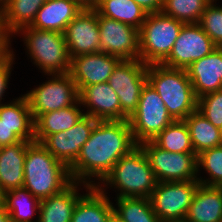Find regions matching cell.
I'll use <instances>...</instances> for the list:
<instances>
[{"instance_id": "obj_9", "label": "cell", "mask_w": 222, "mask_h": 222, "mask_svg": "<svg viewBox=\"0 0 222 222\" xmlns=\"http://www.w3.org/2000/svg\"><path fill=\"white\" fill-rule=\"evenodd\" d=\"M158 182L198 181L197 155L162 150L152 141L139 144Z\"/></svg>"}, {"instance_id": "obj_6", "label": "cell", "mask_w": 222, "mask_h": 222, "mask_svg": "<svg viewBox=\"0 0 222 222\" xmlns=\"http://www.w3.org/2000/svg\"><path fill=\"white\" fill-rule=\"evenodd\" d=\"M184 24L162 12L148 14L139 29V60L146 65L162 64Z\"/></svg>"}, {"instance_id": "obj_33", "label": "cell", "mask_w": 222, "mask_h": 222, "mask_svg": "<svg viewBox=\"0 0 222 222\" xmlns=\"http://www.w3.org/2000/svg\"><path fill=\"white\" fill-rule=\"evenodd\" d=\"M198 176L203 167L210 178L202 179L200 176L198 182L207 186L222 187V145L202 151L197 155Z\"/></svg>"}, {"instance_id": "obj_3", "label": "cell", "mask_w": 222, "mask_h": 222, "mask_svg": "<svg viewBox=\"0 0 222 222\" xmlns=\"http://www.w3.org/2000/svg\"><path fill=\"white\" fill-rule=\"evenodd\" d=\"M97 188L109 186L121 197H150L157 186V179L150 167L143 149L137 145L127 155L122 156L112 170L102 180L96 181ZM113 186V187H112Z\"/></svg>"}, {"instance_id": "obj_35", "label": "cell", "mask_w": 222, "mask_h": 222, "mask_svg": "<svg viewBox=\"0 0 222 222\" xmlns=\"http://www.w3.org/2000/svg\"><path fill=\"white\" fill-rule=\"evenodd\" d=\"M197 110L215 127L222 125V89L198 98Z\"/></svg>"}, {"instance_id": "obj_8", "label": "cell", "mask_w": 222, "mask_h": 222, "mask_svg": "<svg viewBox=\"0 0 222 222\" xmlns=\"http://www.w3.org/2000/svg\"><path fill=\"white\" fill-rule=\"evenodd\" d=\"M48 76L51 79L24 95L33 120L40 114L67 108L79 101V91L69 73Z\"/></svg>"}, {"instance_id": "obj_27", "label": "cell", "mask_w": 222, "mask_h": 222, "mask_svg": "<svg viewBox=\"0 0 222 222\" xmlns=\"http://www.w3.org/2000/svg\"><path fill=\"white\" fill-rule=\"evenodd\" d=\"M47 0H9L3 7L4 26L11 36L23 27L31 26L37 12Z\"/></svg>"}, {"instance_id": "obj_4", "label": "cell", "mask_w": 222, "mask_h": 222, "mask_svg": "<svg viewBox=\"0 0 222 222\" xmlns=\"http://www.w3.org/2000/svg\"><path fill=\"white\" fill-rule=\"evenodd\" d=\"M147 82L162 98L174 120H184L197 110L198 98L186 70L147 65Z\"/></svg>"}, {"instance_id": "obj_24", "label": "cell", "mask_w": 222, "mask_h": 222, "mask_svg": "<svg viewBox=\"0 0 222 222\" xmlns=\"http://www.w3.org/2000/svg\"><path fill=\"white\" fill-rule=\"evenodd\" d=\"M80 104L78 101L70 107L40 114L34 120L35 142L40 143L51 134L71 129L85 115Z\"/></svg>"}, {"instance_id": "obj_44", "label": "cell", "mask_w": 222, "mask_h": 222, "mask_svg": "<svg viewBox=\"0 0 222 222\" xmlns=\"http://www.w3.org/2000/svg\"><path fill=\"white\" fill-rule=\"evenodd\" d=\"M8 1L9 0H0V6L4 7L8 3Z\"/></svg>"}, {"instance_id": "obj_20", "label": "cell", "mask_w": 222, "mask_h": 222, "mask_svg": "<svg viewBox=\"0 0 222 222\" xmlns=\"http://www.w3.org/2000/svg\"><path fill=\"white\" fill-rule=\"evenodd\" d=\"M32 142L23 141L0 147V195L23 187L26 149Z\"/></svg>"}, {"instance_id": "obj_1", "label": "cell", "mask_w": 222, "mask_h": 222, "mask_svg": "<svg viewBox=\"0 0 222 222\" xmlns=\"http://www.w3.org/2000/svg\"><path fill=\"white\" fill-rule=\"evenodd\" d=\"M136 146L128 120L97 121L69 167L72 181L96 186L93 178L101 182L119 159Z\"/></svg>"}, {"instance_id": "obj_39", "label": "cell", "mask_w": 222, "mask_h": 222, "mask_svg": "<svg viewBox=\"0 0 222 222\" xmlns=\"http://www.w3.org/2000/svg\"><path fill=\"white\" fill-rule=\"evenodd\" d=\"M11 38H0V63L11 53Z\"/></svg>"}, {"instance_id": "obj_26", "label": "cell", "mask_w": 222, "mask_h": 222, "mask_svg": "<svg viewBox=\"0 0 222 222\" xmlns=\"http://www.w3.org/2000/svg\"><path fill=\"white\" fill-rule=\"evenodd\" d=\"M11 222H38L34 215L39 213L40 202L26 188H14L0 195ZM34 221H32L33 219Z\"/></svg>"}, {"instance_id": "obj_30", "label": "cell", "mask_w": 222, "mask_h": 222, "mask_svg": "<svg viewBox=\"0 0 222 222\" xmlns=\"http://www.w3.org/2000/svg\"><path fill=\"white\" fill-rule=\"evenodd\" d=\"M152 142L159 148L175 153H195L189 128L184 120H174Z\"/></svg>"}, {"instance_id": "obj_15", "label": "cell", "mask_w": 222, "mask_h": 222, "mask_svg": "<svg viewBox=\"0 0 222 222\" xmlns=\"http://www.w3.org/2000/svg\"><path fill=\"white\" fill-rule=\"evenodd\" d=\"M64 37L71 59L78 55L99 52L98 12L95 9H83L67 25Z\"/></svg>"}, {"instance_id": "obj_11", "label": "cell", "mask_w": 222, "mask_h": 222, "mask_svg": "<svg viewBox=\"0 0 222 222\" xmlns=\"http://www.w3.org/2000/svg\"><path fill=\"white\" fill-rule=\"evenodd\" d=\"M147 82V65L141 60H120L108 83L117 93L121 110L129 118L138 107L140 94Z\"/></svg>"}, {"instance_id": "obj_40", "label": "cell", "mask_w": 222, "mask_h": 222, "mask_svg": "<svg viewBox=\"0 0 222 222\" xmlns=\"http://www.w3.org/2000/svg\"><path fill=\"white\" fill-rule=\"evenodd\" d=\"M76 2L82 9H95L100 0H73Z\"/></svg>"}, {"instance_id": "obj_19", "label": "cell", "mask_w": 222, "mask_h": 222, "mask_svg": "<svg viewBox=\"0 0 222 222\" xmlns=\"http://www.w3.org/2000/svg\"><path fill=\"white\" fill-rule=\"evenodd\" d=\"M78 186L92 187L86 183L80 182L79 184V182L73 181L62 192L42 199L39 214L35 217L38 222H71L77 201L83 196L78 193L81 189Z\"/></svg>"}, {"instance_id": "obj_22", "label": "cell", "mask_w": 222, "mask_h": 222, "mask_svg": "<svg viewBox=\"0 0 222 222\" xmlns=\"http://www.w3.org/2000/svg\"><path fill=\"white\" fill-rule=\"evenodd\" d=\"M86 193L77 201L71 222H109L114 213L106 188L86 187Z\"/></svg>"}, {"instance_id": "obj_7", "label": "cell", "mask_w": 222, "mask_h": 222, "mask_svg": "<svg viewBox=\"0 0 222 222\" xmlns=\"http://www.w3.org/2000/svg\"><path fill=\"white\" fill-rule=\"evenodd\" d=\"M134 142L152 141L174 121L157 91L148 83L143 86L137 110L128 119Z\"/></svg>"}, {"instance_id": "obj_18", "label": "cell", "mask_w": 222, "mask_h": 222, "mask_svg": "<svg viewBox=\"0 0 222 222\" xmlns=\"http://www.w3.org/2000/svg\"><path fill=\"white\" fill-rule=\"evenodd\" d=\"M186 71L197 98L222 89V47L194 61Z\"/></svg>"}, {"instance_id": "obj_46", "label": "cell", "mask_w": 222, "mask_h": 222, "mask_svg": "<svg viewBox=\"0 0 222 222\" xmlns=\"http://www.w3.org/2000/svg\"><path fill=\"white\" fill-rule=\"evenodd\" d=\"M175 222H189V221H187L186 219H182L180 221H175Z\"/></svg>"}, {"instance_id": "obj_25", "label": "cell", "mask_w": 222, "mask_h": 222, "mask_svg": "<svg viewBox=\"0 0 222 222\" xmlns=\"http://www.w3.org/2000/svg\"><path fill=\"white\" fill-rule=\"evenodd\" d=\"M0 120L23 141L34 142V120L24 95L10 103L0 104Z\"/></svg>"}, {"instance_id": "obj_34", "label": "cell", "mask_w": 222, "mask_h": 222, "mask_svg": "<svg viewBox=\"0 0 222 222\" xmlns=\"http://www.w3.org/2000/svg\"><path fill=\"white\" fill-rule=\"evenodd\" d=\"M211 1L198 24L217 47H222V6Z\"/></svg>"}, {"instance_id": "obj_16", "label": "cell", "mask_w": 222, "mask_h": 222, "mask_svg": "<svg viewBox=\"0 0 222 222\" xmlns=\"http://www.w3.org/2000/svg\"><path fill=\"white\" fill-rule=\"evenodd\" d=\"M119 61L103 52L78 55L71 59L69 74L80 92L86 86L108 82Z\"/></svg>"}, {"instance_id": "obj_29", "label": "cell", "mask_w": 222, "mask_h": 222, "mask_svg": "<svg viewBox=\"0 0 222 222\" xmlns=\"http://www.w3.org/2000/svg\"><path fill=\"white\" fill-rule=\"evenodd\" d=\"M196 155L202 151L221 145L219 128L213 126L198 110L184 119Z\"/></svg>"}, {"instance_id": "obj_37", "label": "cell", "mask_w": 222, "mask_h": 222, "mask_svg": "<svg viewBox=\"0 0 222 222\" xmlns=\"http://www.w3.org/2000/svg\"><path fill=\"white\" fill-rule=\"evenodd\" d=\"M21 139L0 120V147L8 146L20 142Z\"/></svg>"}, {"instance_id": "obj_28", "label": "cell", "mask_w": 222, "mask_h": 222, "mask_svg": "<svg viewBox=\"0 0 222 222\" xmlns=\"http://www.w3.org/2000/svg\"><path fill=\"white\" fill-rule=\"evenodd\" d=\"M95 10L102 16L131 25L138 30L148 15L133 0H100Z\"/></svg>"}, {"instance_id": "obj_23", "label": "cell", "mask_w": 222, "mask_h": 222, "mask_svg": "<svg viewBox=\"0 0 222 222\" xmlns=\"http://www.w3.org/2000/svg\"><path fill=\"white\" fill-rule=\"evenodd\" d=\"M185 219L189 222H222V187L199 184Z\"/></svg>"}, {"instance_id": "obj_45", "label": "cell", "mask_w": 222, "mask_h": 222, "mask_svg": "<svg viewBox=\"0 0 222 222\" xmlns=\"http://www.w3.org/2000/svg\"><path fill=\"white\" fill-rule=\"evenodd\" d=\"M219 132H220L221 145H222V125H221V127L219 128Z\"/></svg>"}, {"instance_id": "obj_31", "label": "cell", "mask_w": 222, "mask_h": 222, "mask_svg": "<svg viewBox=\"0 0 222 222\" xmlns=\"http://www.w3.org/2000/svg\"><path fill=\"white\" fill-rule=\"evenodd\" d=\"M116 201L114 214L124 222H161L148 197H121Z\"/></svg>"}, {"instance_id": "obj_2", "label": "cell", "mask_w": 222, "mask_h": 222, "mask_svg": "<svg viewBox=\"0 0 222 222\" xmlns=\"http://www.w3.org/2000/svg\"><path fill=\"white\" fill-rule=\"evenodd\" d=\"M72 182L69 168L40 143L34 141L27 147L23 187L33 196L45 199L62 192Z\"/></svg>"}, {"instance_id": "obj_36", "label": "cell", "mask_w": 222, "mask_h": 222, "mask_svg": "<svg viewBox=\"0 0 222 222\" xmlns=\"http://www.w3.org/2000/svg\"><path fill=\"white\" fill-rule=\"evenodd\" d=\"M14 51L11 50V53L0 63V104H1V100L4 99L2 98L4 95V93L6 92V88H8V83H9V78L12 72V65H13V61H14Z\"/></svg>"}, {"instance_id": "obj_5", "label": "cell", "mask_w": 222, "mask_h": 222, "mask_svg": "<svg viewBox=\"0 0 222 222\" xmlns=\"http://www.w3.org/2000/svg\"><path fill=\"white\" fill-rule=\"evenodd\" d=\"M19 33L24 37L23 42L33 64L45 75L69 73L71 58L64 34L30 26L23 27Z\"/></svg>"}, {"instance_id": "obj_17", "label": "cell", "mask_w": 222, "mask_h": 222, "mask_svg": "<svg viewBox=\"0 0 222 222\" xmlns=\"http://www.w3.org/2000/svg\"><path fill=\"white\" fill-rule=\"evenodd\" d=\"M79 101L87 107L84 114L98 121L129 119L122 112L119 97L108 82L84 87L79 92Z\"/></svg>"}, {"instance_id": "obj_12", "label": "cell", "mask_w": 222, "mask_h": 222, "mask_svg": "<svg viewBox=\"0 0 222 222\" xmlns=\"http://www.w3.org/2000/svg\"><path fill=\"white\" fill-rule=\"evenodd\" d=\"M99 52L120 60H139V30L98 13Z\"/></svg>"}, {"instance_id": "obj_43", "label": "cell", "mask_w": 222, "mask_h": 222, "mask_svg": "<svg viewBox=\"0 0 222 222\" xmlns=\"http://www.w3.org/2000/svg\"><path fill=\"white\" fill-rule=\"evenodd\" d=\"M109 222H124V221H122L120 218H118V217L113 213V215L111 216Z\"/></svg>"}, {"instance_id": "obj_10", "label": "cell", "mask_w": 222, "mask_h": 222, "mask_svg": "<svg viewBox=\"0 0 222 222\" xmlns=\"http://www.w3.org/2000/svg\"><path fill=\"white\" fill-rule=\"evenodd\" d=\"M199 184L194 180L158 182L149 199L160 221L185 219Z\"/></svg>"}, {"instance_id": "obj_21", "label": "cell", "mask_w": 222, "mask_h": 222, "mask_svg": "<svg viewBox=\"0 0 222 222\" xmlns=\"http://www.w3.org/2000/svg\"><path fill=\"white\" fill-rule=\"evenodd\" d=\"M82 10L73 0H47L30 27L64 34L67 25Z\"/></svg>"}, {"instance_id": "obj_13", "label": "cell", "mask_w": 222, "mask_h": 222, "mask_svg": "<svg viewBox=\"0 0 222 222\" xmlns=\"http://www.w3.org/2000/svg\"><path fill=\"white\" fill-rule=\"evenodd\" d=\"M216 47L198 23L184 24L171 53L162 65L186 70L194 61L207 56Z\"/></svg>"}, {"instance_id": "obj_41", "label": "cell", "mask_w": 222, "mask_h": 222, "mask_svg": "<svg viewBox=\"0 0 222 222\" xmlns=\"http://www.w3.org/2000/svg\"><path fill=\"white\" fill-rule=\"evenodd\" d=\"M4 26L3 7L0 6V38H10Z\"/></svg>"}, {"instance_id": "obj_14", "label": "cell", "mask_w": 222, "mask_h": 222, "mask_svg": "<svg viewBox=\"0 0 222 222\" xmlns=\"http://www.w3.org/2000/svg\"><path fill=\"white\" fill-rule=\"evenodd\" d=\"M98 120L84 115L71 129L45 137L40 144L68 168L77 159Z\"/></svg>"}, {"instance_id": "obj_32", "label": "cell", "mask_w": 222, "mask_h": 222, "mask_svg": "<svg viewBox=\"0 0 222 222\" xmlns=\"http://www.w3.org/2000/svg\"><path fill=\"white\" fill-rule=\"evenodd\" d=\"M211 0H164L161 12L185 24L198 23Z\"/></svg>"}, {"instance_id": "obj_38", "label": "cell", "mask_w": 222, "mask_h": 222, "mask_svg": "<svg viewBox=\"0 0 222 222\" xmlns=\"http://www.w3.org/2000/svg\"><path fill=\"white\" fill-rule=\"evenodd\" d=\"M148 14L161 12L164 0H133Z\"/></svg>"}, {"instance_id": "obj_42", "label": "cell", "mask_w": 222, "mask_h": 222, "mask_svg": "<svg viewBox=\"0 0 222 222\" xmlns=\"http://www.w3.org/2000/svg\"><path fill=\"white\" fill-rule=\"evenodd\" d=\"M0 222H10L9 214L6 212L3 203L0 201Z\"/></svg>"}]
</instances>
